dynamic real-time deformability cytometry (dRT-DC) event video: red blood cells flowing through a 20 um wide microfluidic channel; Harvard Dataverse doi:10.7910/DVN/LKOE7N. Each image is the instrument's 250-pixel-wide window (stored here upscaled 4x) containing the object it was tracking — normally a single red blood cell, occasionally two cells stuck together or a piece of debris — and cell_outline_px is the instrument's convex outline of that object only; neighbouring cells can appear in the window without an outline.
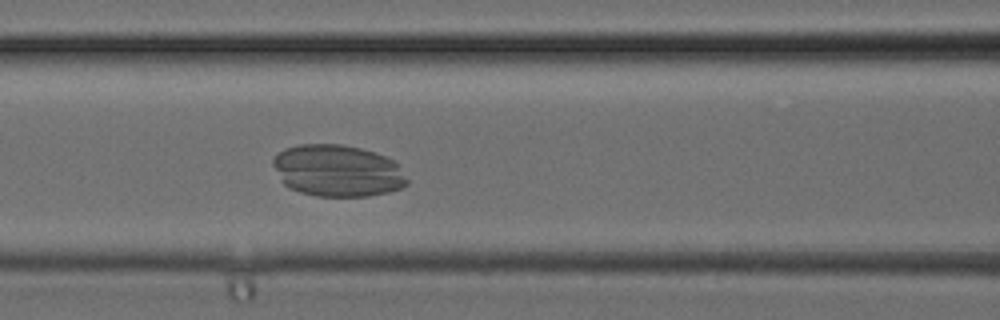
{"species": "common noctule bat (a hibernating species)", "species_latin": "Nyctalus noctula", "temperature_condition": "cold", "stored_images_in_passage": 34, "camera_frame_rate_fps": 3000, "um_per_image_px": 0.085, "animal": {"sex": "female", "body_mass_g": 24.6, "forearm_length_mm": 56.2}, "frame": {"image": 1, "passage_image": 14, "time_ms": 4.333, "image_size_px": [1000, 320], "cell_outline_px": [[408, 184], [400, 188], [388, 192], [368, 196], [316, 196], [300, 192], [288, 188], [284, 184], [272, 164], [272, 160], [284, 148], [300, 144], [340, 144], [360, 148], [376, 152], [392, 160], [396, 164], [408, 180]], "centroid_in_image_um": [28.67, 14.51], "position_along_channel_um": 137.9, "area_um2": 40.34}}
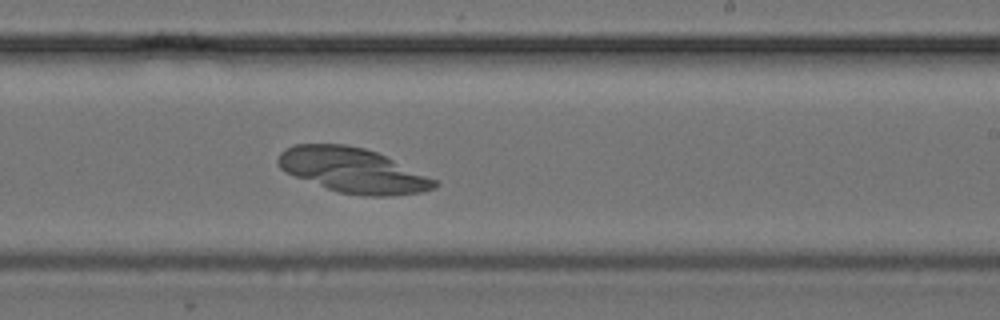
{"frame": {"image": 2, "passage_image": 20, "time_ms": 6.333, "image_size_px": [1000, 320], "cell_outline_px": [[440, 184], [436, 188], [424, 192], [388, 196], [364, 196], [340, 192], [328, 188], [284, 172], [280, 168], [276, 160], [280, 152], [284, 148], [296, 144], [344, 144], [364, 148], [376, 152], [436, 180]], "centroid_in_image_um": [29.97, 14.48], "position_along_channel_um": 259.0, "area_um2": 40.52}}
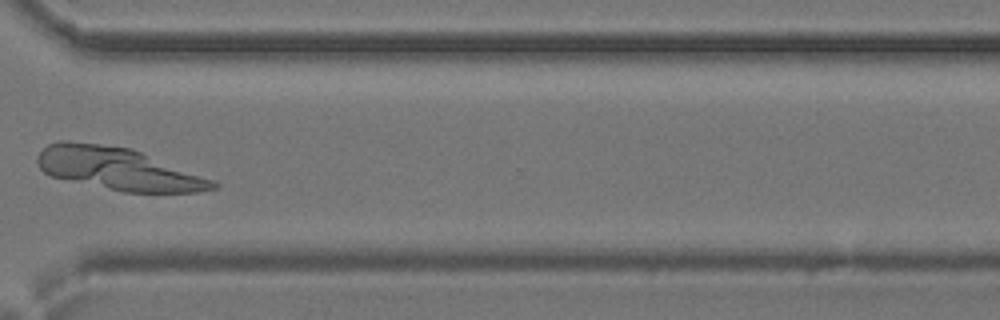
{"frame": {"image": 3, "passage_image": 25, "time_ms": 8.0, "image_size_px": [1000, 320], "cell_outline_px": [[220, 184], [216, 188], [196, 192], [124, 192], [52, 176], [44, 172], [40, 168], [36, 160], [36, 156], [48, 144], [60, 140], [68, 140], [132, 148], [216, 180]], "centroid_in_image_um": [10.08, 14.34], "position_along_channel_um": 360.5, "area_um2": 43.35}}